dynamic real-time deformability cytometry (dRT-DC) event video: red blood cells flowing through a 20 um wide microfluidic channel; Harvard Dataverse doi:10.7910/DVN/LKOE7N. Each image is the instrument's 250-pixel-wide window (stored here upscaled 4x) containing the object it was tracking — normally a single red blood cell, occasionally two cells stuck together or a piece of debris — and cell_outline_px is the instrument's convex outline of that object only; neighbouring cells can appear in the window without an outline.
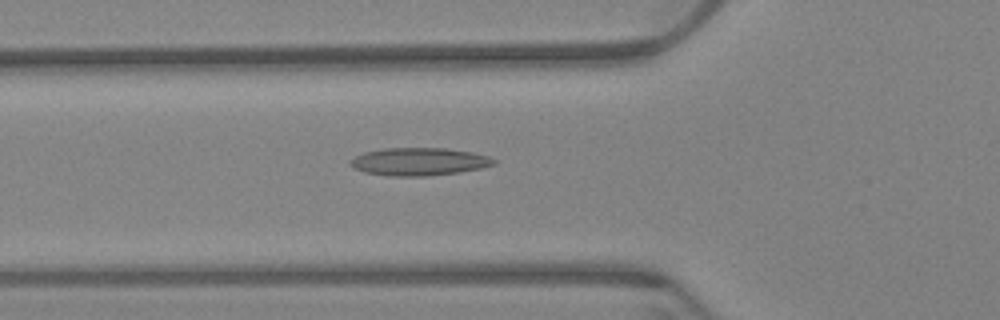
{"species": "Egyptian fruit bat (a non-hibernating species)", "species_latin": "Rousettus aegyptiacus", "temperature_condition": "warm", "stored_images_in_passage": 60, "camera_frame_rate_fps": 3000, "um_per_image_px": 0.085, "animal": {"sex": "female"}, "frame": {"image": 1, "passage_image": 21, "time_ms": 6.667, "image_size_px": [1000, 320], "cell_outline_px": [[496, 164], [480, 168], [460, 172], [428, 176], [388, 176], [364, 172], [352, 168], [348, 164], [348, 160], [364, 152], [384, 148], [448, 148], [472, 152], [488, 156], [496, 160]], "centroid_in_image_um": [35.58, 13.74], "position_along_channel_um": 90.2, "area_um2": 23.47}}
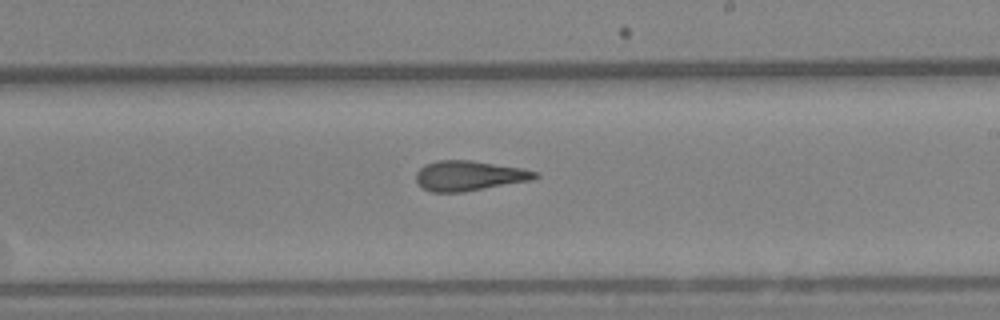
{"frame": {"image": 2, "passage_image": 35, "time_ms": 11.333, "image_size_px": [1000, 320], "cell_outline_px": [[540, 176], [532, 180], [464, 192], [432, 192], [424, 188], [416, 180], [416, 172], [424, 164], [436, 160], [472, 160], [520, 168], [540, 172]], "centroid_in_image_um": [39.89, 14.93], "position_along_channel_um": 249.1, "area_um2": 20.87}}
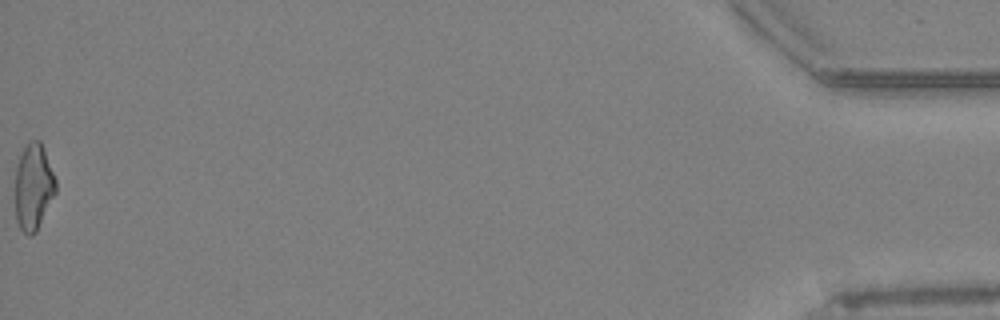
{"frame": {"image": 3, "passage_image": 60, "time_ms": 19.667, "image_size_px": [1000, 320], "cell_outline_px": [[56, 192], [36, 232], [32, 236], [28, 236], [20, 228], [16, 220], [16, 164], [28, 140], [40, 140], [56, 180]], "centroid_in_image_um": [2.84, 15.89], "position_along_channel_um": 432.4, "area_um2": 20.29}, "authors_computed_cell_mechanics": {"area_um2": 21.0681, "velocity_mm_per_s": 3.4077, "shape_relaxation_time_tau1_ms": null, "shape_relaxation_time_tau2_ms": 3.1856, "deformation_change_tau1": null, "deformation_change_tau2": 0.1406}}